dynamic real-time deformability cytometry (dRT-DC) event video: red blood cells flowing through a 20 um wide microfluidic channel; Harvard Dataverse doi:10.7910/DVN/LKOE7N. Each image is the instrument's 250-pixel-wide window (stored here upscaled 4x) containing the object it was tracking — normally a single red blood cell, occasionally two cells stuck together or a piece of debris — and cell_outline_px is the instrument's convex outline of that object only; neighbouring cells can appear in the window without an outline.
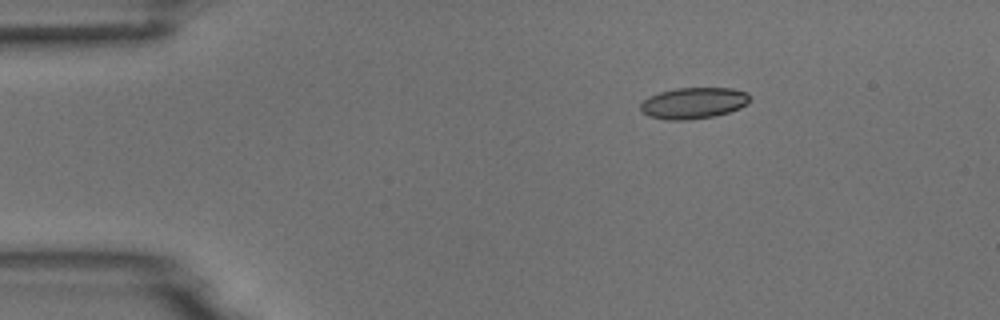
{"species": "common noctule bat (a hibernating species)", "species_latin": "Nyctalus noctula", "temperature_condition": "room temperature", "stored_images_in_passage": 4, "camera_frame_rate_fps": 3000, "um_per_image_px": 0.085, "animal": {"sex": "male", "body_mass_g": 18.8}, "frame": {"image": 1, "passage_image": 2, "time_ms": 0.333, "image_size_px": [1000, 320], "cell_outline_px": [[748, 104], [740, 108], [728, 112], [712, 116], [688, 120], [668, 120], [648, 116], [640, 108], [640, 104], [648, 96], [660, 92], [676, 88], [732, 88], [748, 92]], "centroid_in_image_um": [58.94, 8.75], "position_along_channel_um": 26.1, "area_um2": 19.83}}